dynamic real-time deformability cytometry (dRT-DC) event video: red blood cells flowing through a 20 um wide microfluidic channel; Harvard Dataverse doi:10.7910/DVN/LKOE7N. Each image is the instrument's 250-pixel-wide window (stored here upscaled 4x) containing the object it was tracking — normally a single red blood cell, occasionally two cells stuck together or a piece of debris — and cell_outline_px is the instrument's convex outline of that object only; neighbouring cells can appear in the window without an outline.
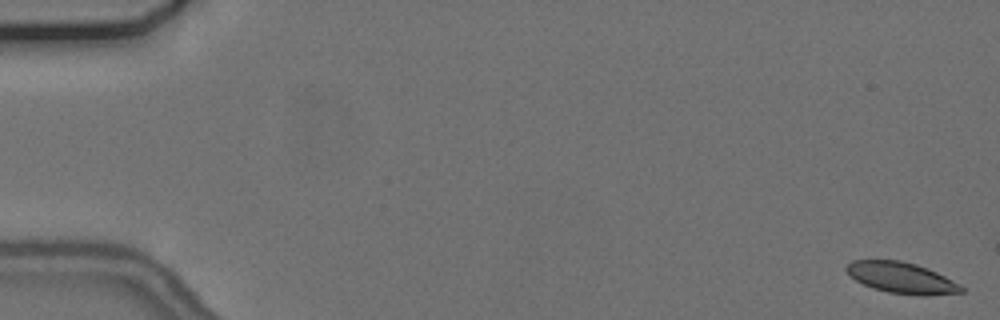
{"species": "common noctule bat (a hibernating species)", "species_latin": "Nyctalus noctula", "temperature_condition": "cold", "stored_images_in_passage": 7, "camera_frame_rate_fps": 3000, "um_per_image_px": 0.085, "animal": {"sex": "female", "body_mass_g": 24.6, "forearm_length_mm": 56.2}, "frame": {"image": 1, "passage_image": 1, "time_ms": 0.0, "image_size_px": [1000, 320], "cell_outline_px": [[964, 292], [928, 296], [888, 292], [872, 288], [856, 280], [844, 268], [852, 260], [900, 260], [916, 264], [936, 272], [960, 284], [964, 288]], "centroid_in_image_um": [76.65, 23.61], "position_along_channel_um": 8.4, "area_um2": 20.63}}